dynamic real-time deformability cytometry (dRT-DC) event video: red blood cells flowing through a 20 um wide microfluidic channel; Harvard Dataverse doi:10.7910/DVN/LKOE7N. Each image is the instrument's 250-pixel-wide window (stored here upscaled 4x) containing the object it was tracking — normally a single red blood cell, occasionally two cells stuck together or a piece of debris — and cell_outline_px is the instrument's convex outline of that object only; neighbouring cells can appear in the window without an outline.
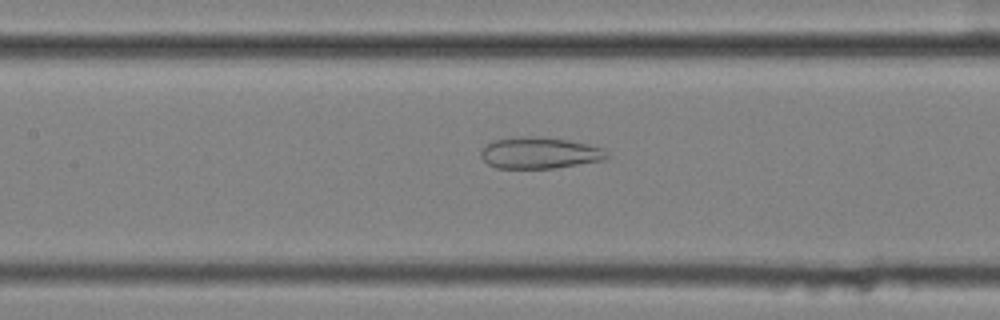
{"species": "common noctule bat (a hibernating species)", "species_latin": "Nyctalus noctula", "temperature_condition": "cold", "stored_images_in_passage": 57, "camera_frame_rate_fps": 3000, "um_per_image_px": 0.085, "animal": {"sex": "female", "body_mass_g": 25.1}, "frame": {"image": 1, "passage_image": 27, "time_ms": 8.667, "image_size_px": [1000, 320], "cell_outline_px": [[608, 156], [604, 160], [556, 168], [496, 168], [488, 164], [480, 156], [480, 152], [492, 140], [516, 136], [544, 136], [568, 140], [588, 144], [604, 148]], "centroid_in_image_um": [45.86, 12.99], "position_along_channel_um": 161.5, "area_um2": 23.29}}
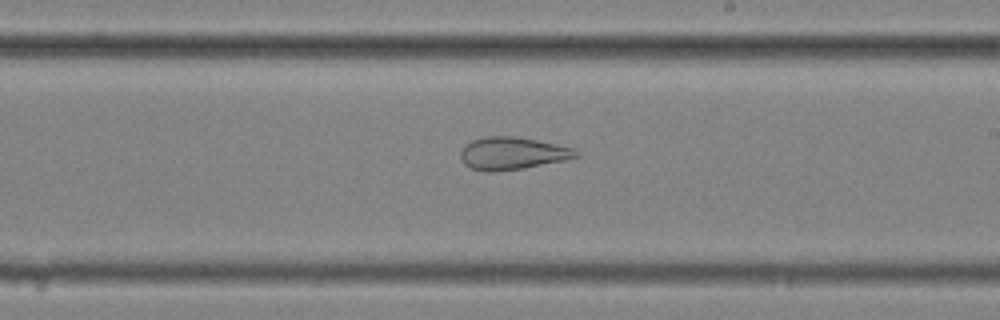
{"frame": {"image": 2, "passage_image": 34, "time_ms": 11.0, "image_size_px": [1000, 320], "cell_outline_px": [[580, 156], [564, 160], [524, 168], [492, 172], [484, 172], [472, 168], [464, 164], [460, 156], [460, 152], [464, 144], [472, 140], [484, 136], [512, 136], [536, 140], [572, 148], [580, 152]], "centroid_in_image_um": [43.51, 13.04], "position_along_channel_um": 245.5, "area_um2": 21.85}}
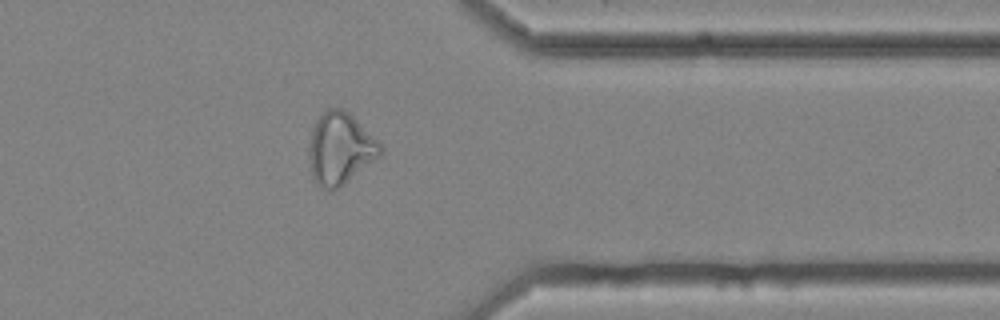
{"frame": {"image": 3, "passage_image": 46, "time_ms": 15.0, "image_size_px": [1000, 320], "cell_outline_px": [[384, 152], [380, 156], [344, 184], [332, 192], [328, 192], [316, 184], [312, 176], [308, 156], [308, 148], [312, 128], [316, 120], [328, 108], [340, 108], [348, 112], [384, 148]], "centroid_in_image_um": [28.88, 12.67], "position_along_channel_um": 382.5, "area_um2": 29.82}}